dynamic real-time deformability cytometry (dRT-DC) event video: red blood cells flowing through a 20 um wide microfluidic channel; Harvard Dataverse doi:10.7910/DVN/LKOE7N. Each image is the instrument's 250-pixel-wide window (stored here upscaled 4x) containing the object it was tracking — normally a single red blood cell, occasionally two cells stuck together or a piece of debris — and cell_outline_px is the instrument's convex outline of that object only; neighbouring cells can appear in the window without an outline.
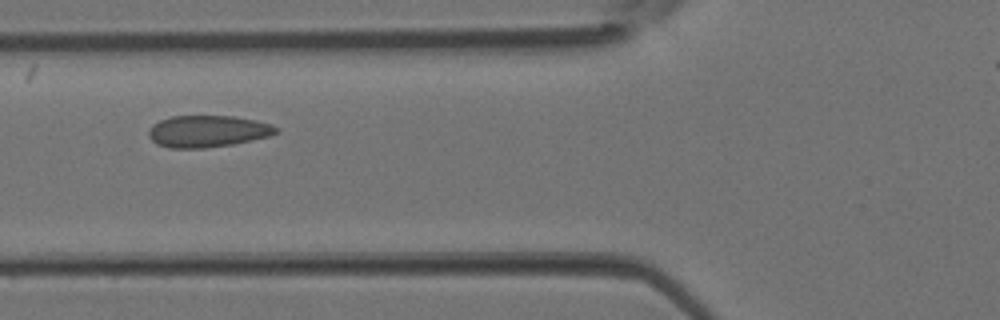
{"species": "Egyptian fruit bat (a non-hibernating species)", "species_latin": "Rousettus aegyptiacus", "temperature_condition": "room temperature", "stored_images_in_passage": 3, "camera_frame_rate_fps": 3000, "um_per_image_px": 0.085, "animal": {"sex": "female"}, "frame": {"image": 1, "passage_image": 3, "time_ms": 0.667, "image_size_px": [1000, 320], "cell_outline_px": [[280, 132], [268, 136], [252, 140], [232, 144], [204, 148], [168, 148], [156, 144], [148, 136], [148, 128], [152, 124], [160, 120], [172, 116], [232, 116], [256, 120], [272, 124], [280, 128]], "centroid_in_image_um": [17.64, 11.16], "position_along_channel_um": 108.2, "area_um2": 23.81}}